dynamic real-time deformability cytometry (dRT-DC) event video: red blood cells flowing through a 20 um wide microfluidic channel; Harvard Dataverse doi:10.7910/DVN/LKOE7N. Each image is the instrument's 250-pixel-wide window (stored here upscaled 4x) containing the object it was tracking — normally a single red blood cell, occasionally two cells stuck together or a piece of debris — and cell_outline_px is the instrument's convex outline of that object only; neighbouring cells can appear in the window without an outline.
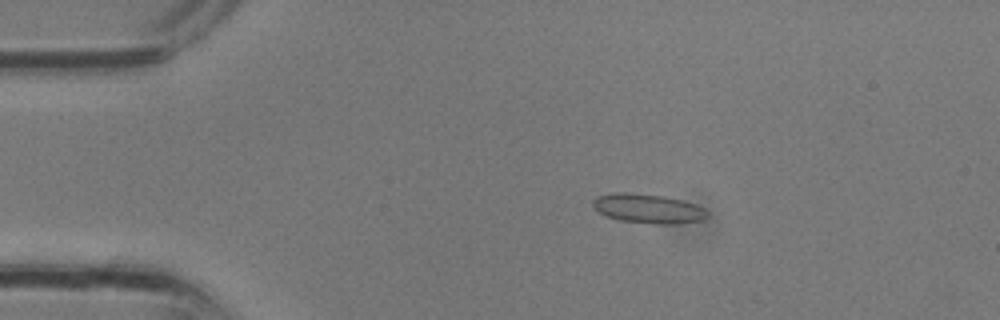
{"species": "common noctule bat (a hibernating species)", "species_latin": "Nyctalus noctula", "temperature_condition": "room temperature", "stored_images_in_passage": 11, "camera_frame_rate_fps": 3000, "um_per_image_px": 0.085, "animal": {"sex": "male", "body_mass_g": 13.3}, "frame": {"image": 1, "passage_image": 6, "time_ms": 1.667, "image_size_px": [1000, 320], "cell_outline_px": [[708, 216], [704, 220], [676, 224], [656, 224], [620, 220], [604, 216], [592, 208], [592, 200], [596, 196], [616, 192], [624, 192], [664, 196], [684, 200], [696, 204], [704, 208], [708, 212]], "centroid_in_image_um": [55.08, 17.73], "position_along_channel_um": 29.9, "area_um2": 19.88}}
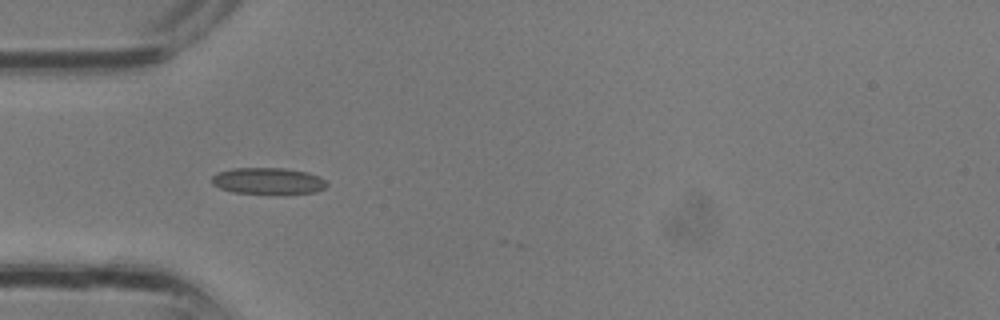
{"frame": {"image": 2, "passage_image": 10, "time_ms": 3.0, "image_size_px": [1000, 320], "cell_outline_px": [[328, 184], [324, 188], [316, 192], [232, 192], [220, 188], [212, 184], [212, 176], [216, 172], [232, 168], [284, 168], [308, 172], [324, 180]], "centroid_in_image_um": [22.73, 15.34], "position_along_channel_um": 62.3, "area_um2": 17.22}}